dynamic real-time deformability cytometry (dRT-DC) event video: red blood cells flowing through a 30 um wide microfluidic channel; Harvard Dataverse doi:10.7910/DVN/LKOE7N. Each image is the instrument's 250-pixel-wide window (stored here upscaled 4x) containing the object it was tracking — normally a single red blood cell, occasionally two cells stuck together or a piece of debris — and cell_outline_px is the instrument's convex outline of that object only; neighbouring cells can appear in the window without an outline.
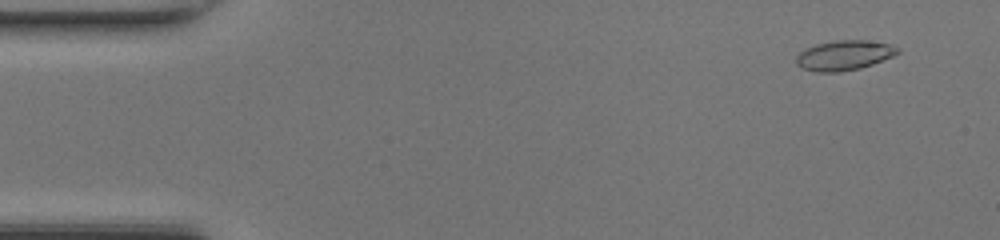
{"species": "common noctule bat (a hibernating species)", "species_latin": "Nyctalus noctula", "temperature_condition": "room temperature", "stored_images_in_passage": 48, "camera_frame_rate_fps": 3000, "um_per_image_px": 0.085, "animal": {"sex": "female", "body_mass_g": 17.0, "forearm_length_mm": 48.0}, "frame": {"image": 1, "passage_image": 4, "time_ms": 1.0, "image_size_px": [1000, 240], "cell_outline_px": [[900, 52], [892, 56], [872, 64], [860, 68], [836, 72], [816, 72], [804, 68], [796, 64], [796, 56], [804, 48], [816, 44], [836, 40], [864, 40], [892, 44], [900, 48]], "centroid_in_image_um": [71.75, 4.69], "position_along_channel_um": 13.2, "area_um2": 17.63}}
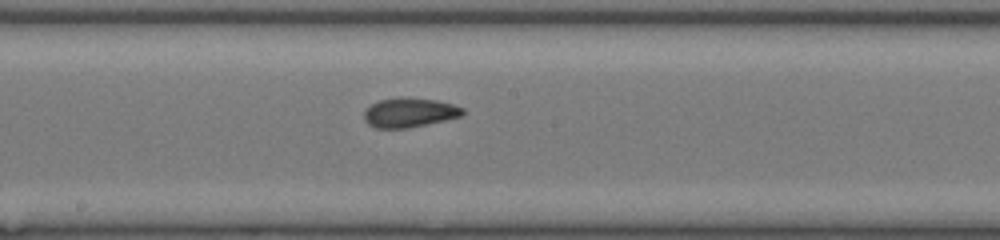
{"frame": {"image": 2, "passage_image": 26, "time_ms": 8.333, "image_size_px": [1000, 240], "cell_outline_px": [[464, 116], [408, 128], [376, 128], [368, 124], [364, 120], [364, 112], [372, 104], [380, 100], [436, 100], [452, 104], [464, 108]], "centroid_in_image_um": [34.84, 9.62], "position_along_channel_um": 213.4, "area_um2": 16.18}}
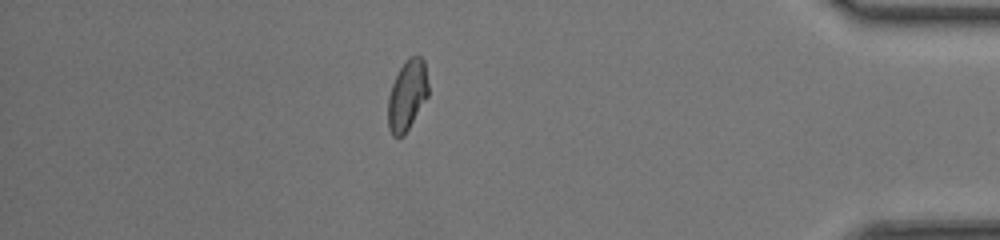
{"frame": {"image": 3, "passage_image": 42, "time_ms": 13.667, "image_size_px": [1000, 240], "cell_outline_px": [[428, 96], [404, 136], [392, 136], [388, 128], [388, 96], [392, 84], [400, 68], [412, 56], [420, 56], [424, 60], [428, 84]], "centroid_in_image_um": [34.6, 8.13], "position_along_channel_um": 400.6, "area_um2": 16.36}, "authors_computed_cell_mechanics": {"area_um2": 16.7909, "velocity_mm_per_s": 4.3483, "shape_relaxation_time_tau1_ms": 8.0768, "shape_relaxation_time_tau2_ms": 1.1635, "deformation_change_tau1": 0.2135, "deformation_change_tau2": 0.0606}}